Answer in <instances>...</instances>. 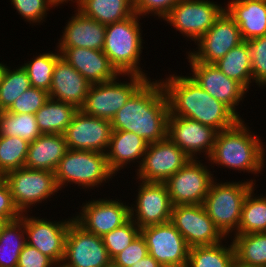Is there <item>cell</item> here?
I'll return each mask as SVG.
<instances>
[{"mask_svg":"<svg viewBox=\"0 0 266 267\" xmlns=\"http://www.w3.org/2000/svg\"><path fill=\"white\" fill-rule=\"evenodd\" d=\"M185 55L190 73L184 70L183 74H188L203 90L227 105L240 119H246L240 115L241 110L238 109H241L245 100H248L245 98L251 96L247 95L249 92L236 80L223 74L214 64L195 61L187 52Z\"/></svg>","mask_w":266,"mask_h":267,"instance_id":"12","label":"cell"},{"mask_svg":"<svg viewBox=\"0 0 266 267\" xmlns=\"http://www.w3.org/2000/svg\"><path fill=\"white\" fill-rule=\"evenodd\" d=\"M142 19L134 13L122 21L106 25L102 51L119 74H135L151 79L150 72L141 63L144 59L143 50L146 48L144 45L147 43L143 39L146 34L142 30Z\"/></svg>","mask_w":266,"mask_h":267,"instance_id":"4","label":"cell"},{"mask_svg":"<svg viewBox=\"0 0 266 267\" xmlns=\"http://www.w3.org/2000/svg\"><path fill=\"white\" fill-rule=\"evenodd\" d=\"M4 178L9 185L14 204L21 214L34 213L35 209L40 211L37 207H43V203L51 202L55 196L53 201L58 200L62 193L54 172L48 170L22 167L7 172Z\"/></svg>","mask_w":266,"mask_h":267,"instance_id":"7","label":"cell"},{"mask_svg":"<svg viewBox=\"0 0 266 267\" xmlns=\"http://www.w3.org/2000/svg\"><path fill=\"white\" fill-rule=\"evenodd\" d=\"M170 71V72H169ZM159 77L164 88L169 116H179L198 121L218 132L235 125L240 118L224 103L203 90L187 74L180 75L171 70ZM173 72V73H172Z\"/></svg>","mask_w":266,"mask_h":267,"instance_id":"1","label":"cell"},{"mask_svg":"<svg viewBox=\"0 0 266 267\" xmlns=\"http://www.w3.org/2000/svg\"><path fill=\"white\" fill-rule=\"evenodd\" d=\"M243 42L238 25L224 10L214 25L199 39L192 48L184 49L195 60L214 64L229 50Z\"/></svg>","mask_w":266,"mask_h":267,"instance_id":"15","label":"cell"},{"mask_svg":"<svg viewBox=\"0 0 266 267\" xmlns=\"http://www.w3.org/2000/svg\"><path fill=\"white\" fill-rule=\"evenodd\" d=\"M131 267H163L159 262H157L151 255L139 260L137 263L133 264Z\"/></svg>","mask_w":266,"mask_h":267,"instance_id":"47","label":"cell"},{"mask_svg":"<svg viewBox=\"0 0 266 267\" xmlns=\"http://www.w3.org/2000/svg\"><path fill=\"white\" fill-rule=\"evenodd\" d=\"M123 195L126 194L122 193L119 198L116 194L104 198L90 195L82 205L79 203L75 211L79 210L73 213L74 220L86 231L102 237L130 219V202L123 200Z\"/></svg>","mask_w":266,"mask_h":267,"instance_id":"10","label":"cell"},{"mask_svg":"<svg viewBox=\"0 0 266 267\" xmlns=\"http://www.w3.org/2000/svg\"><path fill=\"white\" fill-rule=\"evenodd\" d=\"M214 65L227 77L236 80L248 92L253 93L252 64L247 41L229 50Z\"/></svg>","mask_w":266,"mask_h":267,"instance_id":"28","label":"cell"},{"mask_svg":"<svg viewBox=\"0 0 266 267\" xmlns=\"http://www.w3.org/2000/svg\"><path fill=\"white\" fill-rule=\"evenodd\" d=\"M191 158L168 138L149 143L143 161L133 176L146 182H165Z\"/></svg>","mask_w":266,"mask_h":267,"instance_id":"17","label":"cell"},{"mask_svg":"<svg viewBox=\"0 0 266 267\" xmlns=\"http://www.w3.org/2000/svg\"><path fill=\"white\" fill-rule=\"evenodd\" d=\"M52 267H71L70 265L66 264L64 261L54 262Z\"/></svg>","mask_w":266,"mask_h":267,"instance_id":"50","label":"cell"},{"mask_svg":"<svg viewBox=\"0 0 266 267\" xmlns=\"http://www.w3.org/2000/svg\"><path fill=\"white\" fill-rule=\"evenodd\" d=\"M147 79L135 74H119L112 81L91 84L80 110L88 116L111 121Z\"/></svg>","mask_w":266,"mask_h":267,"instance_id":"9","label":"cell"},{"mask_svg":"<svg viewBox=\"0 0 266 267\" xmlns=\"http://www.w3.org/2000/svg\"><path fill=\"white\" fill-rule=\"evenodd\" d=\"M170 222L189 247L214 245L225 239L208 217L203 204L173 206Z\"/></svg>","mask_w":266,"mask_h":267,"instance_id":"19","label":"cell"},{"mask_svg":"<svg viewBox=\"0 0 266 267\" xmlns=\"http://www.w3.org/2000/svg\"><path fill=\"white\" fill-rule=\"evenodd\" d=\"M133 194L130 198L135 200L130 203V218L141 229L150 225H157L170 221L172 201L165 182H146L135 179ZM138 183V184H137ZM138 185V186H137Z\"/></svg>","mask_w":266,"mask_h":267,"instance_id":"13","label":"cell"},{"mask_svg":"<svg viewBox=\"0 0 266 267\" xmlns=\"http://www.w3.org/2000/svg\"><path fill=\"white\" fill-rule=\"evenodd\" d=\"M25 244L24 220L20 217L7 221L0 232V267H17Z\"/></svg>","mask_w":266,"mask_h":267,"instance_id":"33","label":"cell"},{"mask_svg":"<svg viewBox=\"0 0 266 267\" xmlns=\"http://www.w3.org/2000/svg\"><path fill=\"white\" fill-rule=\"evenodd\" d=\"M149 254L146 241L141 233L112 259L113 267H131Z\"/></svg>","mask_w":266,"mask_h":267,"instance_id":"44","label":"cell"},{"mask_svg":"<svg viewBox=\"0 0 266 267\" xmlns=\"http://www.w3.org/2000/svg\"><path fill=\"white\" fill-rule=\"evenodd\" d=\"M234 267H244V266H241V265L235 263Z\"/></svg>","mask_w":266,"mask_h":267,"instance_id":"53","label":"cell"},{"mask_svg":"<svg viewBox=\"0 0 266 267\" xmlns=\"http://www.w3.org/2000/svg\"><path fill=\"white\" fill-rule=\"evenodd\" d=\"M76 8L103 25L122 21L134 14L133 0H81Z\"/></svg>","mask_w":266,"mask_h":267,"instance_id":"30","label":"cell"},{"mask_svg":"<svg viewBox=\"0 0 266 267\" xmlns=\"http://www.w3.org/2000/svg\"><path fill=\"white\" fill-rule=\"evenodd\" d=\"M224 10L225 2L180 0L161 22L168 28L171 26L172 30H176L175 33L178 31L185 38L183 40L190 41L193 46L214 25Z\"/></svg>","mask_w":266,"mask_h":267,"instance_id":"8","label":"cell"},{"mask_svg":"<svg viewBox=\"0 0 266 267\" xmlns=\"http://www.w3.org/2000/svg\"><path fill=\"white\" fill-rule=\"evenodd\" d=\"M57 185L61 192L73 186L74 191L80 189L84 193L94 195L107 183L114 186L113 179L116 176L108 167L106 154L94 151H81L68 149L65 156L59 161L55 171ZM112 181L111 183H109ZM75 187V188H74ZM97 187V188H96ZM102 187V188H101ZM87 191V193H86ZM94 193V194H93Z\"/></svg>","mask_w":266,"mask_h":267,"instance_id":"5","label":"cell"},{"mask_svg":"<svg viewBox=\"0 0 266 267\" xmlns=\"http://www.w3.org/2000/svg\"><path fill=\"white\" fill-rule=\"evenodd\" d=\"M53 263L50 257L26 243L19 255L17 267H52Z\"/></svg>","mask_w":266,"mask_h":267,"instance_id":"45","label":"cell"},{"mask_svg":"<svg viewBox=\"0 0 266 267\" xmlns=\"http://www.w3.org/2000/svg\"><path fill=\"white\" fill-rule=\"evenodd\" d=\"M33 53V57L24 60L21 65L26 70L30 79L31 87L40 88L49 92L54 66L56 61L61 57L60 52L57 50ZM38 53V54H37Z\"/></svg>","mask_w":266,"mask_h":267,"instance_id":"35","label":"cell"},{"mask_svg":"<svg viewBox=\"0 0 266 267\" xmlns=\"http://www.w3.org/2000/svg\"><path fill=\"white\" fill-rule=\"evenodd\" d=\"M141 233V229L130 218L122 226L104 234L101 238L109 256L113 259Z\"/></svg>","mask_w":266,"mask_h":267,"instance_id":"40","label":"cell"},{"mask_svg":"<svg viewBox=\"0 0 266 267\" xmlns=\"http://www.w3.org/2000/svg\"><path fill=\"white\" fill-rule=\"evenodd\" d=\"M169 105L159 78L147 79L110 121L113 130L129 131L148 144L167 138Z\"/></svg>","mask_w":266,"mask_h":267,"instance_id":"2","label":"cell"},{"mask_svg":"<svg viewBox=\"0 0 266 267\" xmlns=\"http://www.w3.org/2000/svg\"><path fill=\"white\" fill-rule=\"evenodd\" d=\"M4 61L5 60L0 61V83H1V79H2V76H3L4 70H5L6 65H7V62L5 63Z\"/></svg>","mask_w":266,"mask_h":267,"instance_id":"49","label":"cell"},{"mask_svg":"<svg viewBox=\"0 0 266 267\" xmlns=\"http://www.w3.org/2000/svg\"><path fill=\"white\" fill-rule=\"evenodd\" d=\"M252 64L253 88H266V35L247 40ZM266 91V89H265Z\"/></svg>","mask_w":266,"mask_h":267,"instance_id":"41","label":"cell"},{"mask_svg":"<svg viewBox=\"0 0 266 267\" xmlns=\"http://www.w3.org/2000/svg\"><path fill=\"white\" fill-rule=\"evenodd\" d=\"M225 10L238 25L243 41L266 35V0H227Z\"/></svg>","mask_w":266,"mask_h":267,"instance_id":"26","label":"cell"},{"mask_svg":"<svg viewBox=\"0 0 266 267\" xmlns=\"http://www.w3.org/2000/svg\"><path fill=\"white\" fill-rule=\"evenodd\" d=\"M6 65L0 83V111L8 110L22 93L31 88L30 79L21 64ZM15 66V67H13Z\"/></svg>","mask_w":266,"mask_h":267,"instance_id":"36","label":"cell"},{"mask_svg":"<svg viewBox=\"0 0 266 267\" xmlns=\"http://www.w3.org/2000/svg\"><path fill=\"white\" fill-rule=\"evenodd\" d=\"M245 120L247 121L240 119L232 127L217 133L212 153L207 160L213 174H216L214 166L218 169L226 168V173L228 169H232V172L238 174H251L249 176L252 177L247 180L256 185L260 180L257 176H264L266 169V140L263 142L261 134H257L252 129L255 127H250Z\"/></svg>","mask_w":266,"mask_h":267,"instance_id":"3","label":"cell"},{"mask_svg":"<svg viewBox=\"0 0 266 267\" xmlns=\"http://www.w3.org/2000/svg\"><path fill=\"white\" fill-rule=\"evenodd\" d=\"M29 142L20 137L0 135V171L7 172L25 166Z\"/></svg>","mask_w":266,"mask_h":267,"instance_id":"38","label":"cell"},{"mask_svg":"<svg viewBox=\"0 0 266 267\" xmlns=\"http://www.w3.org/2000/svg\"><path fill=\"white\" fill-rule=\"evenodd\" d=\"M230 239L237 264L244 267L266 265V232L236 234Z\"/></svg>","mask_w":266,"mask_h":267,"instance_id":"32","label":"cell"},{"mask_svg":"<svg viewBox=\"0 0 266 267\" xmlns=\"http://www.w3.org/2000/svg\"><path fill=\"white\" fill-rule=\"evenodd\" d=\"M74 12V14H73ZM68 16L60 37L57 38L56 48L80 47L93 50H103L106 25L95 21L80 12L76 7Z\"/></svg>","mask_w":266,"mask_h":267,"instance_id":"22","label":"cell"},{"mask_svg":"<svg viewBox=\"0 0 266 267\" xmlns=\"http://www.w3.org/2000/svg\"><path fill=\"white\" fill-rule=\"evenodd\" d=\"M11 6L16 10V14L20 15L26 24H30L32 28L36 25H43L49 16L51 10L56 7L50 0H8ZM50 11V12H49ZM48 14V15H47ZM45 22V23H44ZM32 24V25H31Z\"/></svg>","mask_w":266,"mask_h":267,"instance_id":"39","label":"cell"},{"mask_svg":"<svg viewBox=\"0 0 266 267\" xmlns=\"http://www.w3.org/2000/svg\"><path fill=\"white\" fill-rule=\"evenodd\" d=\"M5 223H6V221L4 219L0 218V232H1V229Z\"/></svg>","mask_w":266,"mask_h":267,"instance_id":"51","label":"cell"},{"mask_svg":"<svg viewBox=\"0 0 266 267\" xmlns=\"http://www.w3.org/2000/svg\"><path fill=\"white\" fill-rule=\"evenodd\" d=\"M4 178V174L0 171V181Z\"/></svg>","mask_w":266,"mask_h":267,"instance_id":"52","label":"cell"},{"mask_svg":"<svg viewBox=\"0 0 266 267\" xmlns=\"http://www.w3.org/2000/svg\"><path fill=\"white\" fill-rule=\"evenodd\" d=\"M0 135L20 137L33 142L41 135L35 114H18L0 111Z\"/></svg>","mask_w":266,"mask_h":267,"instance_id":"37","label":"cell"},{"mask_svg":"<svg viewBox=\"0 0 266 267\" xmlns=\"http://www.w3.org/2000/svg\"><path fill=\"white\" fill-rule=\"evenodd\" d=\"M235 263L232 241L225 238L214 245L190 247L186 267H234Z\"/></svg>","mask_w":266,"mask_h":267,"instance_id":"29","label":"cell"},{"mask_svg":"<svg viewBox=\"0 0 266 267\" xmlns=\"http://www.w3.org/2000/svg\"><path fill=\"white\" fill-rule=\"evenodd\" d=\"M68 146L63 134H41L29 143L26 168L54 172Z\"/></svg>","mask_w":266,"mask_h":267,"instance_id":"27","label":"cell"},{"mask_svg":"<svg viewBox=\"0 0 266 267\" xmlns=\"http://www.w3.org/2000/svg\"><path fill=\"white\" fill-rule=\"evenodd\" d=\"M211 170L208 160L190 159L166 180L172 205L203 204L212 181L218 178Z\"/></svg>","mask_w":266,"mask_h":267,"instance_id":"11","label":"cell"},{"mask_svg":"<svg viewBox=\"0 0 266 267\" xmlns=\"http://www.w3.org/2000/svg\"><path fill=\"white\" fill-rule=\"evenodd\" d=\"M149 255L163 267H186L189 246L184 237L169 221L141 228Z\"/></svg>","mask_w":266,"mask_h":267,"instance_id":"16","label":"cell"},{"mask_svg":"<svg viewBox=\"0 0 266 267\" xmlns=\"http://www.w3.org/2000/svg\"><path fill=\"white\" fill-rule=\"evenodd\" d=\"M147 146L148 143L133 132L113 130L106 158L109 169L116 175L115 178L123 176L120 173L126 168L131 173L134 167L132 172H136L143 161Z\"/></svg>","mask_w":266,"mask_h":267,"instance_id":"23","label":"cell"},{"mask_svg":"<svg viewBox=\"0 0 266 267\" xmlns=\"http://www.w3.org/2000/svg\"><path fill=\"white\" fill-rule=\"evenodd\" d=\"M48 99L49 95L46 90L31 87L22 93L6 111L8 113L35 114Z\"/></svg>","mask_w":266,"mask_h":267,"instance_id":"42","label":"cell"},{"mask_svg":"<svg viewBox=\"0 0 266 267\" xmlns=\"http://www.w3.org/2000/svg\"><path fill=\"white\" fill-rule=\"evenodd\" d=\"M232 179L223 178L222 181L215 178L203 202L208 217L225 238L237 234L244 200L255 186L246 177L241 180L236 178L235 181L234 177Z\"/></svg>","mask_w":266,"mask_h":267,"instance_id":"6","label":"cell"},{"mask_svg":"<svg viewBox=\"0 0 266 267\" xmlns=\"http://www.w3.org/2000/svg\"><path fill=\"white\" fill-rule=\"evenodd\" d=\"M218 131L198 121L169 116L167 138L191 159H208L212 153ZM205 157V158H204Z\"/></svg>","mask_w":266,"mask_h":267,"instance_id":"20","label":"cell"},{"mask_svg":"<svg viewBox=\"0 0 266 267\" xmlns=\"http://www.w3.org/2000/svg\"><path fill=\"white\" fill-rule=\"evenodd\" d=\"M91 84L64 58L60 57L54 66L49 98L66 102L80 110Z\"/></svg>","mask_w":266,"mask_h":267,"instance_id":"25","label":"cell"},{"mask_svg":"<svg viewBox=\"0 0 266 267\" xmlns=\"http://www.w3.org/2000/svg\"><path fill=\"white\" fill-rule=\"evenodd\" d=\"M112 131L110 120L88 116L78 110L63 135L68 149L106 154Z\"/></svg>","mask_w":266,"mask_h":267,"instance_id":"21","label":"cell"},{"mask_svg":"<svg viewBox=\"0 0 266 267\" xmlns=\"http://www.w3.org/2000/svg\"><path fill=\"white\" fill-rule=\"evenodd\" d=\"M72 214L62 220L60 218L56 220L51 216L48 219L47 216H40L39 212H34L35 216L33 212L21 214L24 220L26 243L50 257L54 262L63 261L68 228L74 220Z\"/></svg>","mask_w":266,"mask_h":267,"instance_id":"14","label":"cell"},{"mask_svg":"<svg viewBox=\"0 0 266 267\" xmlns=\"http://www.w3.org/2000/svg\"><path fill=\"white\" fill-rule=\"evenodd\" d=\"M81 0H50V2L55 6V7H59V8H64L62 6H66L69 5L74 7H77V5L80 3ZM61 6V7H60Z\"/></svg>","mask_w":266,"mask_h":267,"instance_id":"48","label":"cell"},{"mask_svg":"<svg viewBox=\"0 0 266 267\" xmlns=\"http://www.w3.org/2000/svg\"><path fill=\"white\" fill-rule=\"evenodd\" d=\"M21 217V213L14 204L9 185L5 178L0 181V218L12 221Z\"/></svg>","mask_w":266,"mask_h":267,"instance_id":"46","label":"cell"},{"mask_svg":"<svg viewBox=\"0 0 266 267\" xmlns=\"http://www.w3.org/2000/svg\"><path fill=\"white\" fill-rule=\"evenodd\" d=\"M63 261L71 267L112 266L102 238L86 231L75 220L68 228Z\"/></svg>","mask_w":266,"mask_h":267,"instance_id":"18","label":"cell"},{"mask_svg":"<svg viewBox=\"0 0 266 267\" xmlns=\"http://www.w3.org/2000/svg\"><path fill=\"white\" fill-rule=\"evenodd\" d=\"M180 0H133L134 13L143 18L162 21ZM145 16V17H144Z\"/></svg>","mask_w":266,"mask_h":267,"instance_id":"43","label":"cell"},{"mask_svg":"<svg viewBox=\"0 0 266 267\" xmlns=\"http://www.w3.org/2000/svg\"><path fill=\"white\" fill-rule=\"evenodd\" d=\"M78 109L66 102L49 98L35 113L41 134H63Z\"/></svg>","mask_w":266,"mask_h":267,"instance_id":"31","label":"cell"},{"mask_svg":"<svg viewBox=\"0 0 266 267\" xmlns=\"http://www.w3.org/2000/svg\"><path fill=\"white\" fill-rule=\"evenodd\" d=\"M257 187L258 184L244 200L237 234L266 232V192L259 194Z\"/></svg>","mask_w":266,"mask_h":267,"instance_id":"34","label":"cell"},{"mask_svg":"<svg viewBox=\"0 0 266 267\" xmlns=\"http://www.w3.org/2000/svg\"><path fill=\"white\" fill-rule=\"evenodd\" d=\"M57 50L61 57L90 84L112 81L119 75L102 50L80 47L57 48Z\"/></svg>","mask_w":266,"mask_h":267,"instance_id":"24","label":"cell"}]
</instances>
